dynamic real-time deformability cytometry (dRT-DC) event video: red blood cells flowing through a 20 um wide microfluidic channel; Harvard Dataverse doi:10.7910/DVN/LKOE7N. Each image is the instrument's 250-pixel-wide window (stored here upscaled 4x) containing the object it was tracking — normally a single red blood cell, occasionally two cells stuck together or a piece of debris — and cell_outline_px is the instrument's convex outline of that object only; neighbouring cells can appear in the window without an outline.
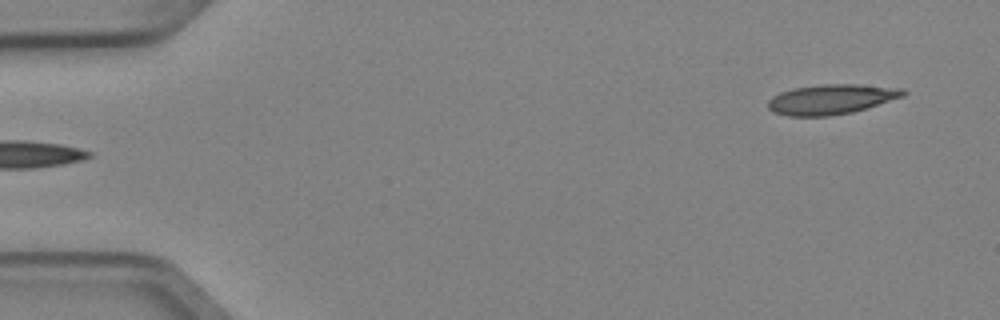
{"species": "Egyptian fruit bat (a non-hibernating species)", "species_latin": "Rousettus aegyptiacus", "temperature_condition": "cold", "stored_images_in_passage": 4, "segment_of_instrument_passage": [2, 2], "camera_frame_rate_fps": 3000, "um_per_image_px": 0.085, "animal": {"sex": "female"}, "frame": {"image": 1, "passage_image": 4, "time_ms": 1.0, "image_size_px": [1000, 320], "cell_outline_px": [[908, 92], [904, 96], [868, 108], [852, 112], [828, 116], [788, 116], [772, 112], [768, 108], [768, 100], [772, 96], [780, 92], [792, 88], [820, 84], [856, 84], [904, 88]], "centroid_in_image_um": [70.66, 8.43], "position_along_channel_um": 14.3, "area_um2": 23.87}}